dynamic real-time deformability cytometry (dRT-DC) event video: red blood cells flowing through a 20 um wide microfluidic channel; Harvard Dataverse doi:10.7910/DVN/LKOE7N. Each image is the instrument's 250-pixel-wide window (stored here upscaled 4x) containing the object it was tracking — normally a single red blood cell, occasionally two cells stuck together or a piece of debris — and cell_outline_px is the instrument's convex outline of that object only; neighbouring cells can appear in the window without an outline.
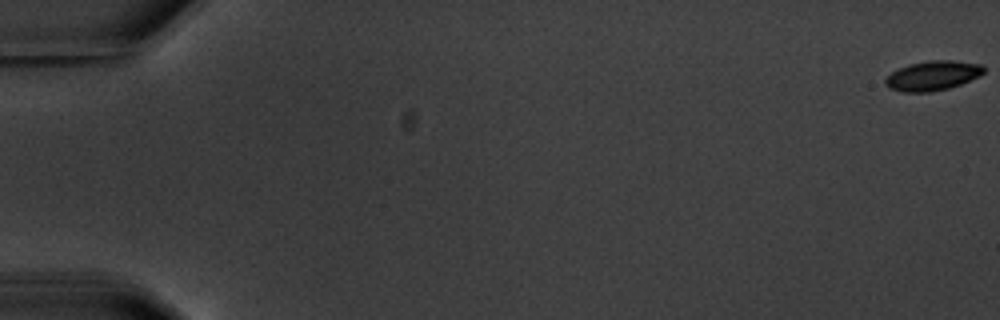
{"species": "common noctule bat (a hibernating species)", "species_latin": "Nyctalus noctula", "temperature_condition": "warm", "stored_images_in_passage": 11, "camera_frame_rate_fps": 3000, "um_per_image_px": 0.085, "animal": {"sex": "male", "body_mass_g": 20.1, "forearm_length_mm": 53.5}, "frame": {"image": 1, "passage_image": 1, "time_ms": 0.0, "image_size_px": [1000, 320], "cell_outline_px": [[984, 72], [980, 76], [960, 84], [948, 88], [928, 92], [904, 92], [888, 88], [884, 84], [884, 80], [892, 72], [908, 64], [928, 60], [952, 60], [980, 64], [984, 68]], "centroid_in_image_um": [79.26, 6.43], "position_along_channel_um": 5.7, "area_um2": 16.94}}
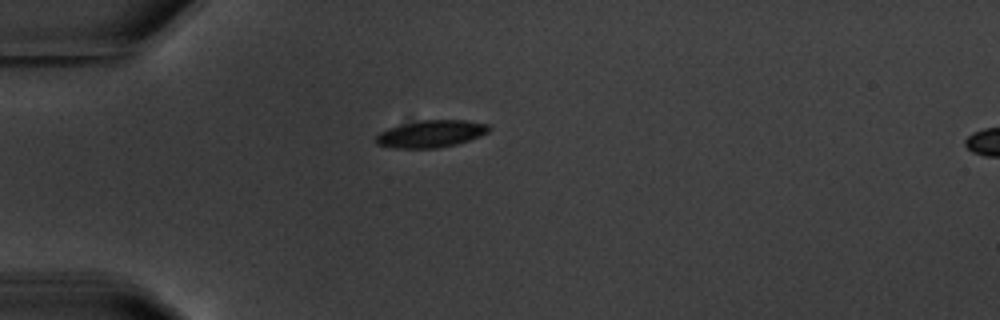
{"frame": {"image": 2, "passage_image": 5, "time_ms": 5.667, "image_size_px": [1000, 320], "cell_outline_px": [[488, 132], [480, 136], [456, 144], [436, 148], [396, 148], [376, 144], [376, 136], [380, 132], [388, 128], [420, 120], [464, 120], [488, 124]], "centroid_in_image_um": [36.62, 11.37], "position_along_channel_um": 48.4, "area_um2": 17.63}}
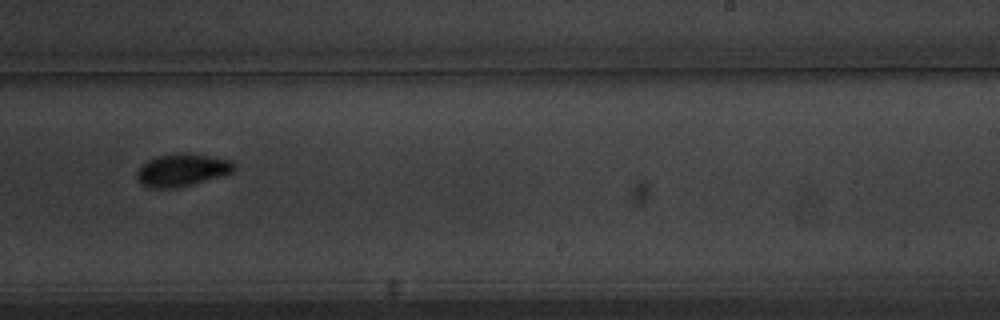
{"frame": {"image": 3, "passage_image": 11, "time_ms": 12.667, "image_size_px": [1000, 320], "cell_outline_px": [[236, 168], [232, 172], [192, 184], [176, 188], [148, 188], [140, 184], [136, 176], [136, 172], [148, 160], [156, 156], [176, 152], [188, 152], [232, 160]], "centroid_in_image_um": [15.45, 14.44], "position_along_channel_um": 273.6, "area_um2": 18.55}}